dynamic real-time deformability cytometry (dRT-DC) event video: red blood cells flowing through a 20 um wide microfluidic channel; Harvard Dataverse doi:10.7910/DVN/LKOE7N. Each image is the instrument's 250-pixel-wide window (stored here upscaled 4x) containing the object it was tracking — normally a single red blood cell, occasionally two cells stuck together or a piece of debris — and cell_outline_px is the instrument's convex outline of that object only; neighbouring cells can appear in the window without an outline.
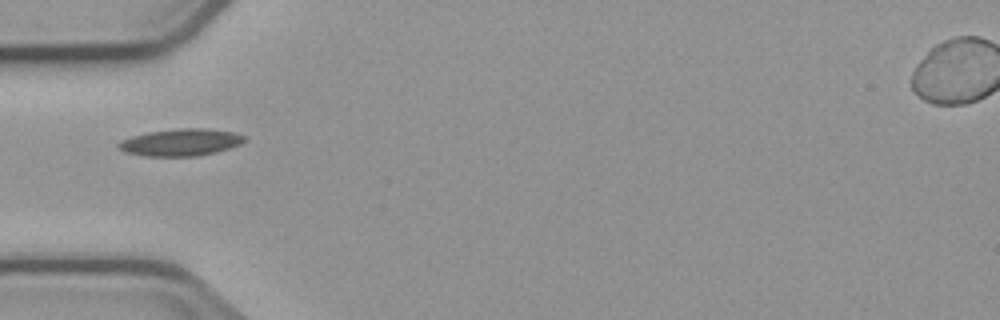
{"species": "common noctule bat (a hibernating species)", "species_latin": "Nyctalus noctula", "temperature_condition": "cold", "stored_images_in_passage": 6, "camera_frame_rate_fps": 3000, "um_per_image_px": 0.085, "animal": {"sex": "male", "body_mass_g": 23.1, "forearm_length_mm": 52.7}, "frame": {"image": 1, "passage_image": 1, "time_ms": 0.0, "image_size_px": [1000, 320], "cell_outline_px": [[244, 140], [240, 144], [216, 152], [196, 156], [144, 156], [124, 152], [116, 144], [120, 140], [132, 136], [148, 132], [176, 128], [208, 128], [232, 132], [244, 136]], "centroid_in_image_um": [15.31, 12.09], "position_along_channel_um": 69.7, "area_um2": 19.83}}
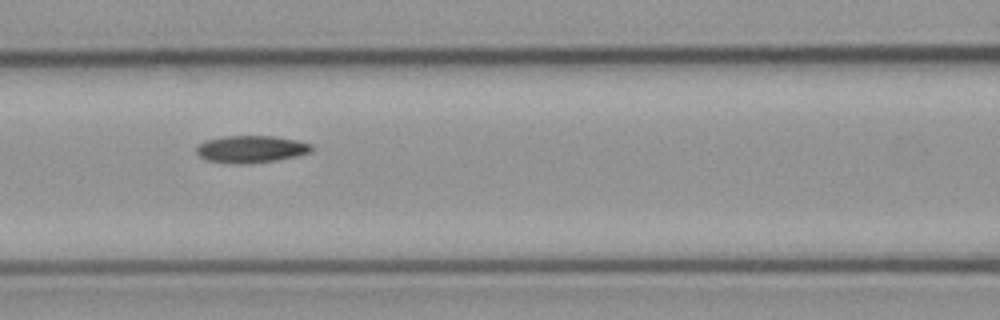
{"frame": {"image": 2, "passage_image": 3, "time_ms": 2.0, "image_size_px": [1000, 320], "cell_outline_px": [[312, 152], [296, 156], [276, 160], [248, 164], [236, 164], [208, 160], [200, 156], [196, 152], [196, 148], [200, 144], [208, 140], [224, 136], [276, 136], [296, 140], [312, 144]], "centroid_in_image_um": [21.37, 12.68], "position_along_channel_um": 145.2, "area_um2": 18.15}}
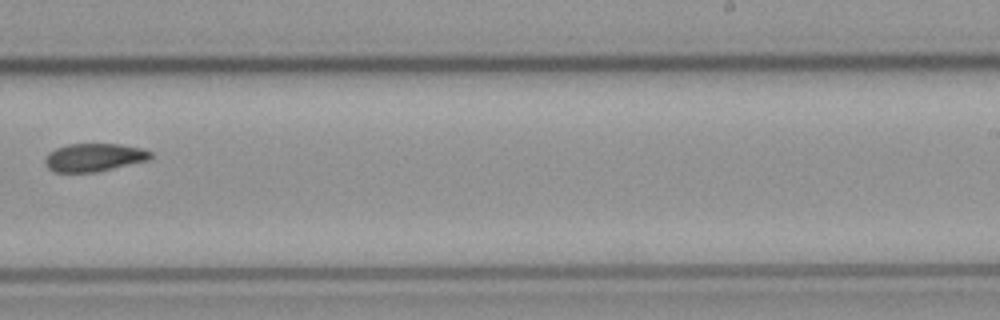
{"frame": {"image": 3, "passage_image": 6, "time_ms": 5.667, "image_size_px": [1000, 320], "cell_outline_px": [[152, 156], [148, 160], [96, 172], [52, 172], [44, 164], [44, 156], [48, 152], [56, 148], [68, 144], [120, 144], [140, 148], [152, 152]], "centroid_in_image_um": [7.93, 13.38], "position_along_channel_um": 281.1, "area_um2": 17.34}}